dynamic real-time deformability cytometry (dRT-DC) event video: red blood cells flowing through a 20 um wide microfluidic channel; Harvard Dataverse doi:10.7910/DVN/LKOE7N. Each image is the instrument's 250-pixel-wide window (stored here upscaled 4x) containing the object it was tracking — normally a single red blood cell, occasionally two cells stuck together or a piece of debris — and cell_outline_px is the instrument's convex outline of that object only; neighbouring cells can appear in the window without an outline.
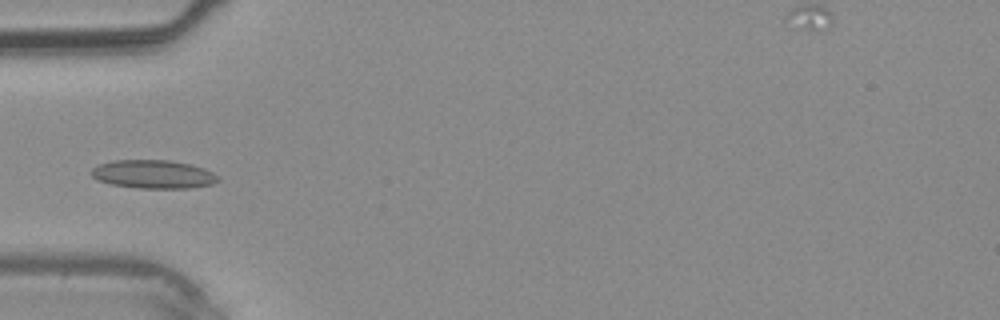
{"species": "common noctule bat (a hibernating species)", "species_latin": "Nyctalus noctula", "temperature_condition": "warm", "stored_images_in_passage": 34, "camera_frame_rate_fps": 3000, "um_per_image_px": 0.085, "animal": {"sex": "male", "body_mass_g": 20.4}, "frame": {"image": 1, "passage_image": 10, "time_ms": 3.0, "image_size_px": [1000, 320], "cell_outline_px": [[220, 180], [212, 184], [192, 188], [136, 188], [112, 184], [96, 180], [92, 176], [92, 168], [96, 164], [112, 160], [168, 160], [188, 164], [204, 168], [220, 176]], "centroid_in_image_um": [13.02, 14.81], "position_along_channel_um": 72.0, "area_um2": 21.15}}
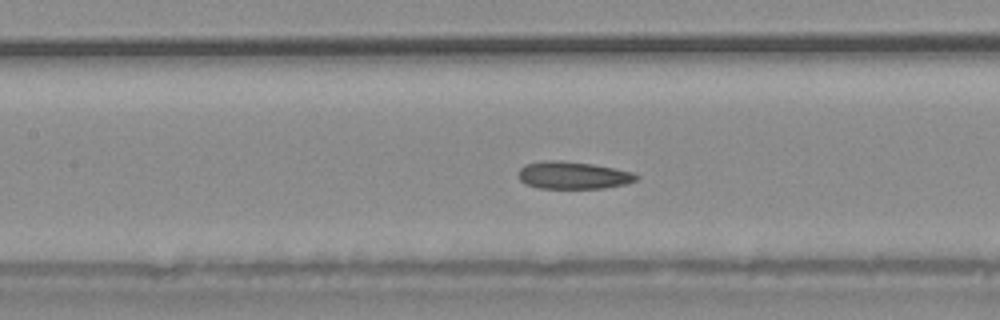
{"frame": {"image": 2, "passage_image": 15, "time_ms": 4.667, "image_size_px": [1000, 320], "cell_outline_px": [[640, 176], [636, 180], [628, 184], [604, 188], [540, 188], [528, 184], [520, 180], [520, 168], [524, 164], [548, 160], [560, 160], [592, 164], [616, 168], [632, 172]], "centroid_in_image_um": [48.77, 14.89], "position_along_channel_um": 158.6, "area_um2": 18.79}}